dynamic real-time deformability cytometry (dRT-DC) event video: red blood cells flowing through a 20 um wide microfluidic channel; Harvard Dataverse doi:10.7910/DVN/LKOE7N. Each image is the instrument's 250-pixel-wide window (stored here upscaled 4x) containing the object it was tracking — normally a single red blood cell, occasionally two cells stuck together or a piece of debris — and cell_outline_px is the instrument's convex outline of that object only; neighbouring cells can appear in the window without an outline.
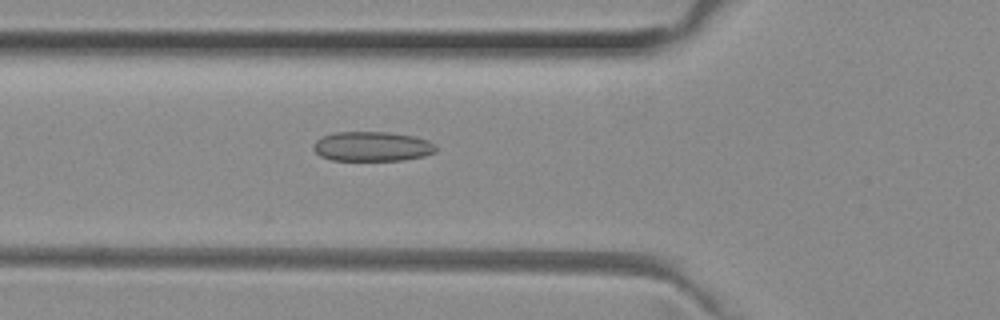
{"species": "common noctule bat (a hibernating species)", "species_latin": "Nyctalus noctula", "temperature_condition": "room temperature", "stored_images_in_passage": 37, "camera_frame_rate_fps": 3000, "um_per_image_px": 0.085, "animal": {"sex": "female", "body_mass_g": 29.2, "forearm_length_mm": 56.3}, "frame": {"image": 1, "passage_image": 4, "time_ms": 1.0, "image_size_px": [1000, 320], "cell_outline_px": [[436, 152], [424, 156], [404, 160], [332, 160], [320, 156], [312, 148], [312, 144], [316, 140], [324, 136], [336, 132], [388, 132], [416, 136], [428, 140], [436, 144]], "centroid_in_image_um": [31.65, 12.44], "position_along_channel_um": 94.1, "area_um2": 21.33}}
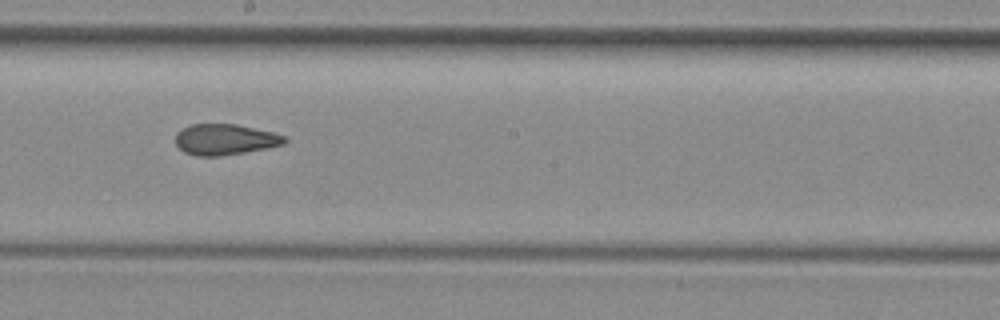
{"frame": {"image": 2, "passage_image": 14, "time_ms": 4.333, "image_size_px": [1000, 320], "cell_outline_px": [[288, 140], [284, 144], [268, 148], [220, 156], [196, 156], [184, 152], [176, 144], [176, 132], [192, 124], [236, 124], [272, 132], [284, 136]], "centroid_in_image_um": [19.12, 11.86], "position_along_channel_um": 229.1, "area_um2": 19.54}}
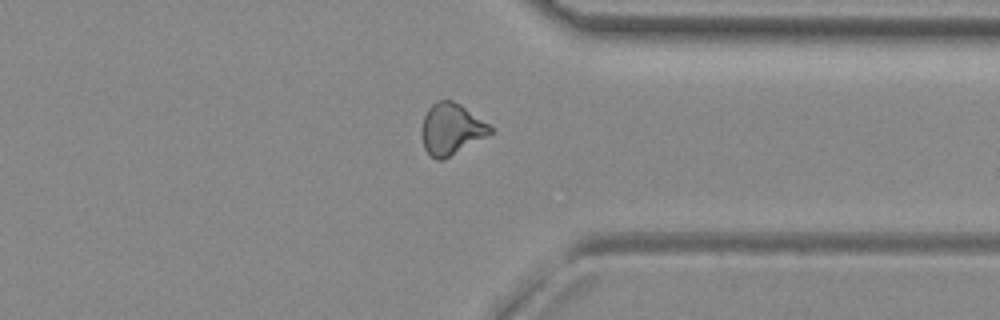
{"frame": {"image": 3, "passage_image": 25, "time_ms": 8.0, "image_size_px": [1000, 320], "cell_outline_px": [[492, 132], [444, 160], [436, 160], [424, 148], [420, 128], [424, 116], [428, 108], [436, 100], [452, 100], [460, 104], [488, 124], [492, 128]], "centroid_in_image_um": [38.3, 10.96], "position_along_channel_um": 373.1, "area_um2": 20.29}, "authors_computed_cell_mechanics": {"area_um2": 20.1722, "velocity_mm_per_s": 4.0347, "shape_relaxation_time_tau1_ms": null, "shape_relaxation_time_tau2_ms": 2.0544, "deformation_change_tau1": null, "deformation_change_tau2": 0.0922}}